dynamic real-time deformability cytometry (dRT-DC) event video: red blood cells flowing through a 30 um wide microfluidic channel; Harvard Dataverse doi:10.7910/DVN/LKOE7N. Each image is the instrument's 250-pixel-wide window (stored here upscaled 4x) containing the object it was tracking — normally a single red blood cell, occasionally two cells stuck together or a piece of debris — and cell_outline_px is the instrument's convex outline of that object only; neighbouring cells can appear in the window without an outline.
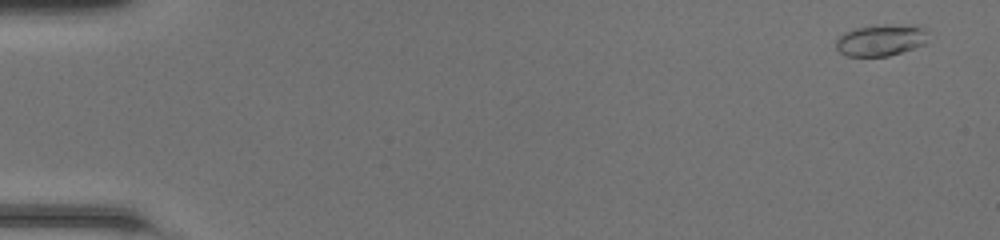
{"species": "common noctule bat (a hibernating species)", "species_latin": "Nyctalus noctula", "temperature_condition": "room temperature", "stored_images_in_passage": 50, "camera_frame_rate_fps": 3000, "um_per_image_px": 0.085, "animal": {"sex": "female", "body_mass_g": 20.0, "forearm_length_mm": 54.0}, "frame": {"image": 1, "passage_image": 3, "time_ms": 0.667, "image_size_px": [1000, 240], "cell_outline_px": [[928, 28], [924, 44], [888, 56], [848, 56], [840, 52], [836, 48], [836, 40], [844, 32], [856, 28], [884, 24], [920, 24]], "centroid_in_image_um": [74.91, 3.38], "position_along_channel_um": 10.1, "area_um2": 17.11}}
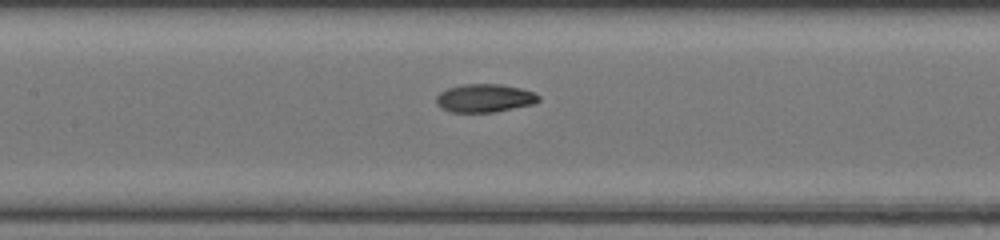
{"frame": {"image": 2, "passage_image": 25, "time_ms": 8.0, "image_size_px": [1000, 240], "cell_outline_px": [[540, 100], [532, 104], [492, 112], [452, 112], [440, 108], [436, 104], [436, 96], [440, 92], [448, 88], [460, 84], [500, 84], [520, 88], [532, 92], [540, 96]], "centroid_in_image_um": [41.14, 8.33], "position_along_channel_um": 166.3, "area_um2": 16.76}}
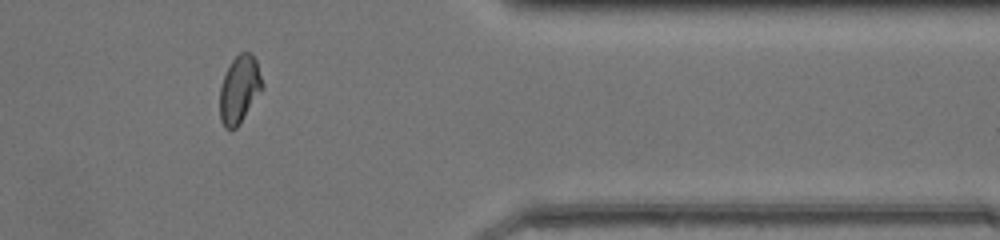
{"frame": {"image": 3, "passage_image": 42, "time_ms": 13.667, "image_size_px": [1000, 240], "cell_outline_px": [[264, 88], [240, 124], [236, 128], [224, 128], [220, 120], [220, 88], [224, 76], [232, 60], [240, 52], [252, 52], [256, 60], [264, 84]], "centroid_in_image_um": [20.38, 7.6], "position_along_channel_um": 391.0, "area_um2": 16.88}, "authors_computed_cell_mechanics": {"area_um2": 16.762, "velocity_mm_per_s": 4.2862, "shape_relaxation_time_tau1_ms": 4.7689, "shape_relaxation_time_tau2_ms": 1.5563, "deformation_change_tau1": 0.183, "deformation_change_tau2": 0.0401}}